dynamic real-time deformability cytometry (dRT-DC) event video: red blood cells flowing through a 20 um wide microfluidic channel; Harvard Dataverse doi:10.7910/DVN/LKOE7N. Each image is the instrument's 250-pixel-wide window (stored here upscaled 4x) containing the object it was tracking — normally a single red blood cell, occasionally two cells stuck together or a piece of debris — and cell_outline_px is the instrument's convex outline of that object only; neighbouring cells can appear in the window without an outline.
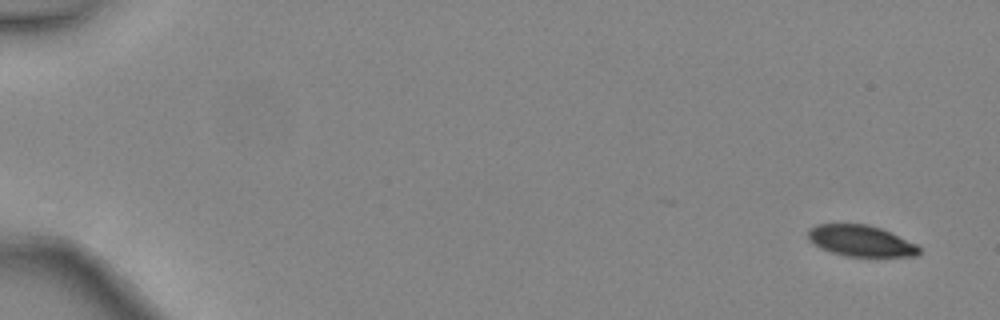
{"species": "common noctule bat (a hibernating species)", "species_latin": "Nyctalus noctula", "temperature_condition": "warm", "stored_images_in_passage": 4, "camera_frame_rate_fps": 3000, "um_per_image_px": 0.085, "animal": {"sex": "female", "body_mass_g": 24.6, "forearm_length_mm": 56.2}, "frame": {"image": 1, "passage_image": 1, "time_ms": 0.0, "image_size_px": [1000, 320], "cell_outline_px": [[920, 252], [916, 256], [848, 256], [832, 252], [820, 248], [812, 244], [808, 240], [808, 228], [816, 224], [868, 224], [880, 228], [916, 244], [920, 248]], "centroid_in_image_um": [73.12, 20.46], "position_along_channel_um": 11.9, "area_um2": 20.06}}
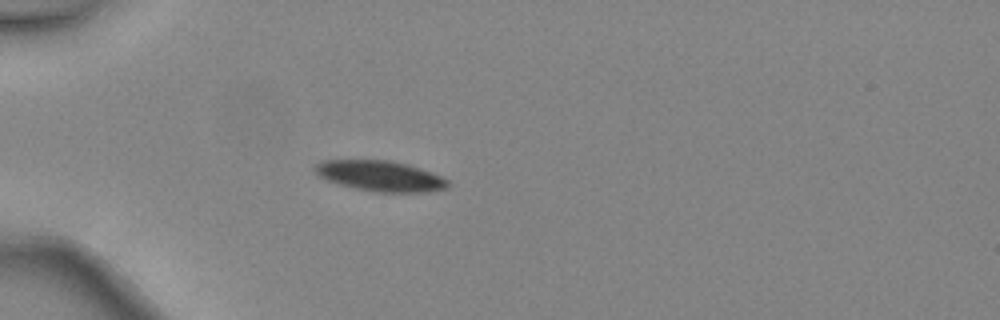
{"frame": {"image": 2, "passage_image": 4, "time_ms": 1.0, "image_size_px": [1000, 320], "cell_outline_px": [[448, 184], [444, 188], [428, 192], [372, 192], [340, 184], [328, 180], [320, 176], [312, 168], [316, 164], [324, 160], [388, 160], [408, 164], [432, 172], [448, 180]], "centroid_in_image_um": [32.31, 14.95], "position_along_channel_um": 52.7, "area_um2": 23.47}}